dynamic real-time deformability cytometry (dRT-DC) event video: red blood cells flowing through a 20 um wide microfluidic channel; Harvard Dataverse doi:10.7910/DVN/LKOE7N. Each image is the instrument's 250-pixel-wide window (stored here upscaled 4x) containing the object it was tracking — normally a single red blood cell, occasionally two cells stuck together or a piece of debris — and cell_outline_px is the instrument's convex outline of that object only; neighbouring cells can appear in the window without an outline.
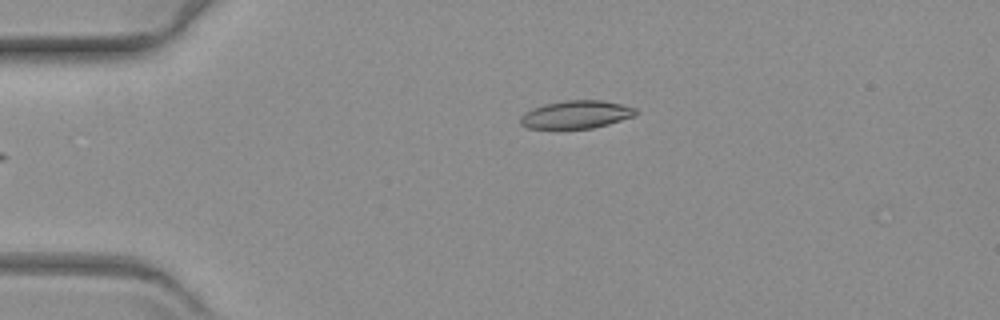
{"species": "common noctule bat (a hibernating species)", "species_latin": "Nyctalus noctula", "temperature_condition": "warm", "stored_images_in_passage": 6, "camera_frame_rate_fps": 3000, "um_per_image_px": 0.085, "animal": {"sex": "female", "body_mass_g": 19.3, "forearm_length_mm": 54.1}, "frame": {"image": 1, "passage_image": 3, "time_ms": 0.667, "image_size_px": [1000, 320], "cell_outline_px": [[640, 112], [636, 116], [608, 124], [592, 128], [528, 128], [520, 124], [520, 116], [524, 112], [532, 108], [544, 104], [564, 100], [600, 100], [620, 104], [636, 108]], "centroid_in_image_um": [48.99, 9.73], "position_along_channel_um": 36.0, "area_um2": 18.84}}